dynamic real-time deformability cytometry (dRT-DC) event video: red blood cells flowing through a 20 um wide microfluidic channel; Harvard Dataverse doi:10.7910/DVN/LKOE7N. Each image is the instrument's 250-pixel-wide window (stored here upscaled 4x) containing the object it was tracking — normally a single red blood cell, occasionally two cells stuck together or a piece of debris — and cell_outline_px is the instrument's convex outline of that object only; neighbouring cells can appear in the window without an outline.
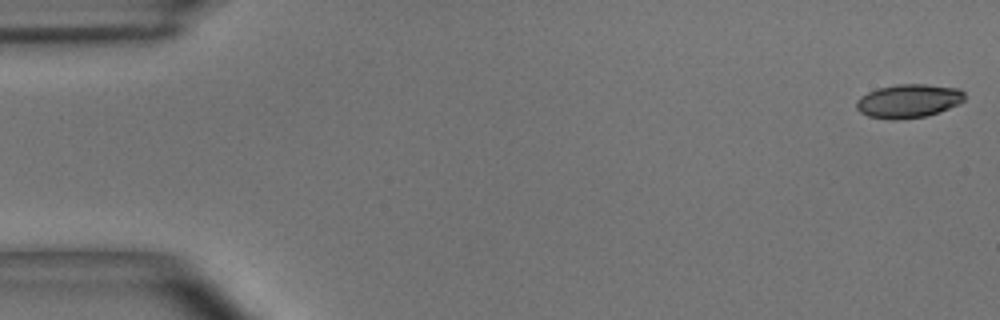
{"species": "common noctule bat (a hibernating species)", "species_latin": "Nyctalus noctula", "temperature_condition": "room temperature", "stored_images_in_passage": 54, "camera_frame_rate_fps": 3000, "um_per_image_px": 0.085, "animal": {"sex": "male", "body_mass_g": 15.6}, "frame": {"image": 1, "passage_image": 1, "time_ms": 0.0, "image_size_px": [1000, 320], "cell_outline_px": [[964, 100], [960, 104], [928, 116], [896, 120], [892, 120], [868, 116], [860, 112], [856, 108], [856, 100], [860, 96], [876, 88], [896, 84], [924, 84], [960, 88], [964, 92]], "centroid_in_image_um": [77.22, 8.58], "position_along_channel_um": 7.8, "area_um2": 21.5}}
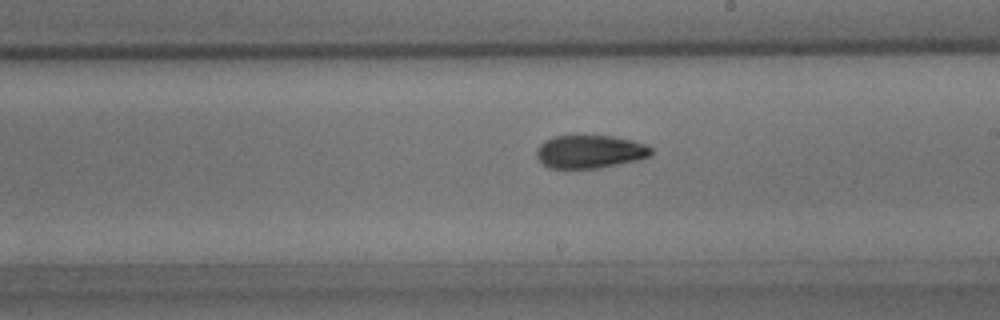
{"frame": {"image": 2, "passage_image": 31, "time_ms": 10.0, "image_size_px": [1000, 320], "cell_outline_px": [[652, 152], [648, 156], [636, 160], [600, 168], [548, 168], [536, 156], [536, 152], [540, 144], [544, 140], [552, 136], [612, 136], [632, 140], [644, 144], [652, 148]], "centroid_in_image_um": [50.11, 12.89], "position_along_channel_um": 238.9, "area_um2": 21.96}}
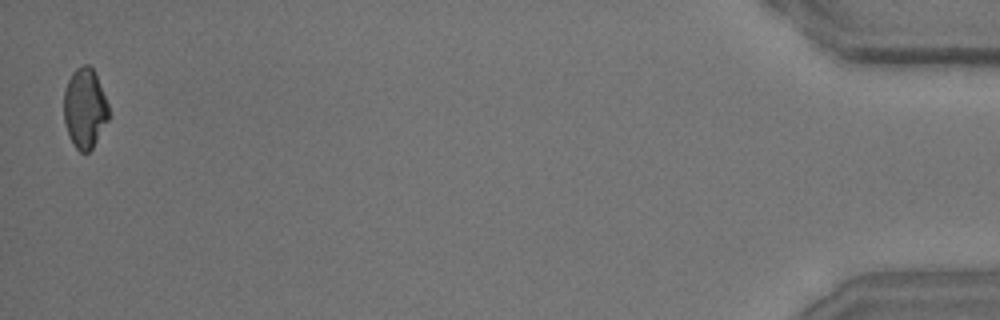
{"frame": {"image": 3, "passage_image": 54, "time_ms": 17.667, "image_size_px": [1000, 320], "cell_outline_px": [[108, 120], [92, 148], [88, 152], [80, 152], [76, 148], [68, 136], [64, 120], [64, 92], [68, 80], [72, 72], [76, 68], [84, 64], [88, 64], [92, 68], [96, 76], [108, 104]], "centroid_in_image_um": [7.19, 9.21], "position_along_channel_um": 428.0, "area_um2": 20.69}, "authors_computed_cell_mechanics": {"area_um2": 22.0796, "velocity_mm_per_s": 3.6444, "shape_relaxation_time_tau1_ms": null, "shape_relaxation_time_tau2_ms": 3.031, "deformation_change_tau1": null, "deformation_change_tau2": 0.0894}}